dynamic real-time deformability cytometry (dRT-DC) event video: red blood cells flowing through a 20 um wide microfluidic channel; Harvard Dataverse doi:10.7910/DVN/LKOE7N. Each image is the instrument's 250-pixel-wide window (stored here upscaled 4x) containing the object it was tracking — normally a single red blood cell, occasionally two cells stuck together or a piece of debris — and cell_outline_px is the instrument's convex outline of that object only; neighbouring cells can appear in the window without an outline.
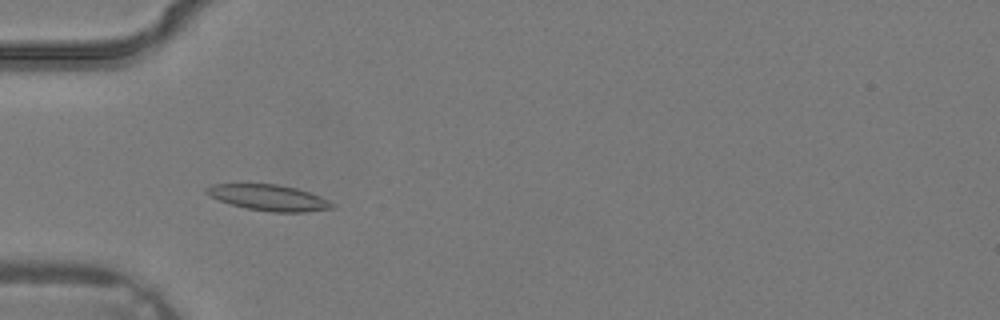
{"species": "common noctule bat (a hibernating species)", "species_latin": "Nyctalus noctula", "temperature_condition": "warm", "stored_images_in_passage": 4, "camera_frame_rate_fps": 3000, "um_per_image_px": 0.085, "animal": {"sex": "male", "body_mass_g": 19.2, "forearm_length_mm": 51.8}, "frame": {"image": 1, "passage_image": 3, "time_ms": 0.667, "image_size_px": [1000, 320], "cell_outline_px": [[336, 208], [304, 212], [272, 212], [248, 208], [232, 204], [220, 200], [204, 192], [204, 188], [212, 184], [276, 184], [296, 188], [320, 196], [328, 200]], "centroid_in_image_um": [22.85, 16.8], "position_along_channel_um": 62.1, "area_um2": 18.73}}
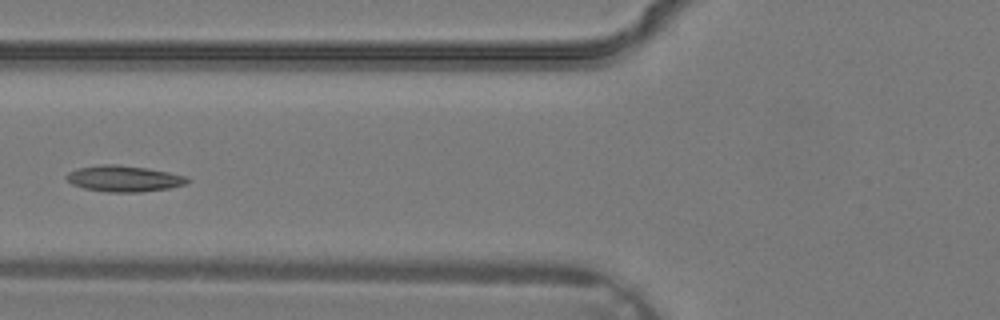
{"frame": {"image": 2, "passage_image": 4, "time_ms": 1.0, "image_size_px": [1000, 320], "cell_outline_px": [[192, 180], [184, 184], [168, 188], [140, 192], [108, 192], [84, 188], [72, 184], [64, 176], [68, 172], [80, 168], [100, 164], [116, 164], [148, 168], [168, 172], [184, 176]], "centroid_in_image_um": [10.52, 15.18], "position_along_channel_um": 115.3, "area_um2": 18.26}}